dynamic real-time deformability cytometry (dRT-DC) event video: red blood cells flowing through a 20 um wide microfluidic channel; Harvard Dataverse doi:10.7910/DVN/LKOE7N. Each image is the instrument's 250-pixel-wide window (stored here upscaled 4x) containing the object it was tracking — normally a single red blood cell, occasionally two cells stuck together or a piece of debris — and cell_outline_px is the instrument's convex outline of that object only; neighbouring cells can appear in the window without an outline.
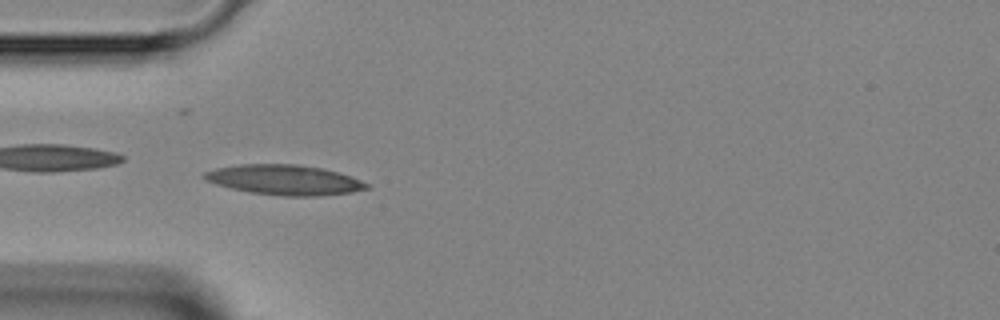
{"species": "Egyptian fruit bat (a non-hibernating species)", "species_latin": "Rousettus aegyptiacus", "temperature_condition": "room temperature", "stored_images_in_passage": 15, "camera_frame_rate_fps": 3000, "um_per_image_px": 0.085, "animal": {"sex": "female"}, "frame": {"image": 1, "passage_image": 1, "time_ms": 0.0, "image_size_px": [1000, 320], "cell_outline_px": [[372, 184], [368, 188], [352, 192], [320, 196], [280, 196], [248, 192], [216, 184], [204, 180], [200, 176], [204, 172], [216, 168], [240, 164], [296, 164], [320, 168], [336, 172]], "centroid_in_image_um": [24.14, 15.3], "position_along_channel_um": 60.9, "area_um2": 28.44}}